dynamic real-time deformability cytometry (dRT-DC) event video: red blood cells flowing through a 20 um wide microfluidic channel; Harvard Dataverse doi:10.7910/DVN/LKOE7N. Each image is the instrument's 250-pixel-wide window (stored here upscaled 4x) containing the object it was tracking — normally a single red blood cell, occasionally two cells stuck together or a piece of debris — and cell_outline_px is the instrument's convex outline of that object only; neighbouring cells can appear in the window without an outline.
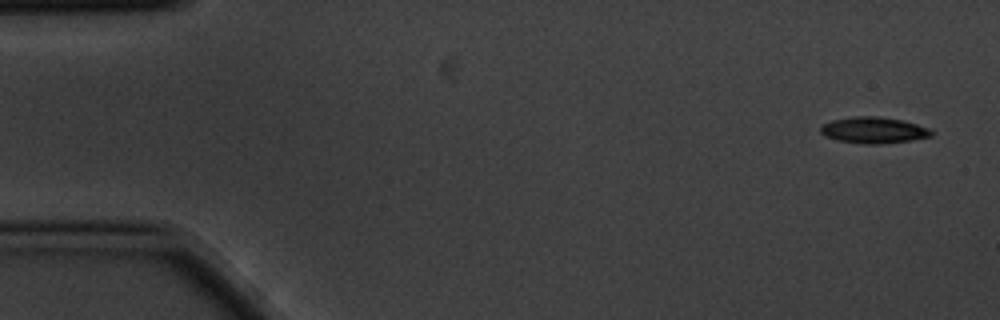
{"species": "common noctule bat (a hibernating species)", "species_latin": "Nyctalus noctula", "temperature_condition": "cold", "stored_images_in_passage": 5, "camera_frame_rate_fps": 3000, "um_per_image_px": 0.085, "animal": {"sex": "male", "body_mass_g": 20.1, "forearm_length_mm": 53.5}, "frame": {"image": 1, "passage_image": 1, "time_ms": 0.0, "image_size_px": [1000, 320], "cell_outline_px": [[932, 136], [908, 140], [880, 144], [864, 144], [836, 140], [824, 136], [820, 132], [820, 128], [824, 124], [832, 120], [856, 116], [876, 116], [900, 120], [916, 124], [928, 128], [932, 132]], "centroid_in_image_um": [74.21, 11.07], "position_along_channel_um": 10.8, "area_um2": 16.7}}